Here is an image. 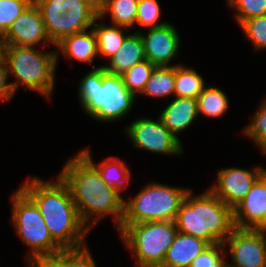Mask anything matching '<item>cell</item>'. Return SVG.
I'll return each mask as SVG.
<instances>
[{
  "label": "cell",
  "mask_w": 266,
  "mask_h": 267,
  "mask_svg": "<svg viewBox=\"0 0 266 267\" xmlns=\"http://www.w3.org/2000/svg\"><path fill=\"white\" fill-rule=\"evenodd\" d=\"M58 176L68 186L80 218L90 230L107 215H112L117 229L121 227L124 198L103 182L97 168L81 152L68 159ZM91 216L95 218L90 224Z\"/></svg>",
  "instance_id": "1"
},
{
  "label": "cell",
  "mask_w": 266,
  "mask_h": 267,
  "mask_svg": "<svg viewBox=\"0 0 266 267\" xmlns=\"http://www.w3.org/2000/svg\"><path fill=\"white\" fill-rule=\"evenodd\" d=\"M20 189L36 204L52 238L63 248L84 246L90 229L80 218L68 186L56 181L31 178Z\"/></svg>",
  "instance_id": "2"
},
{
  "label": "cell",
  "mask_w": 266,
  "mask_h": 267,
  "mask_svg": "<svg viewBox=\"0 0 266 267\" xmlns=\"http://www.w3.org/2000/svg\"><path fill=\"white\" fill-rule=\"evenodd\" d=\"M175 223L178 232L203 239L210 245L224 243L235 228L233 209L210 189L199 196H192V190H189Z\"/></svg>",
  "instance_id": "3"
},
{
  "label": "cell",
  "mask_w": 266,
  "mask_h": 267,
  "mask_svg": "<svg viewBox=\"0 0 266 267\" xmlns=\"http://www.w3.org/2000/svg\"><path fill=\"white\" fill-rule=\"evenodd\" d=\"M78 90L86 114L102 122L117 121L126 116L136 99L121 76L108 73L103 66L93 68L82 77Z\"/></svg>",
  "instance_id": "4"
},
{
  "label": "cell",
  "mask_w": 266,
  "mask_h": 267,
  "mask_svg": "<svg viewBox=\"0 0 266 267\" xmlns=\"http://www.w3.org/2000/svg\"><path fill=\"white\" fill-rule=\"evenodd\" d=\"M58 56L57 50L43 52L34 47L8 46L5 63L8 74L16 79L10 83L14 93L22 86L25 91H37L50 99Z\"/></svg>",
  "instance_id": "5"
},
{
  "label": "cell",
  "mask_w": 266,
  "mask_h": 267,
  "mask_svg": "<svg viewBox=\"0 0 266 267\" xmlns=\"http://www.w3.org/2000/svg\"><path fill=\"white\" fill-rule=\"evenodd\" d=\"M118 232L138 267H161L178 229L175 221H155L121 224Z\"/></svg>",
  "instance_id": "6"
},
{
  "label": "cell",
  "mask_w": 266,
  "mask_h": 267,
  "mask_svg": "<svg viewBox=\"0 0 266 267\" xmlns=\"http://www.w3.org/2000/svg\"><path fill=\"white\" fill-rule=\"evenodd\" d=\"M39 8L50 40L88 30L99 16V0H33Z\"/></svg>",
  "instance_id": "7"
},
{
  "label": "cell",
  "mask_w": 266,
  "mask_h": 267,
  "mask_svg": "<svg viewBox=\"0 0 266 267\" xmlns=\"http://www.w3.org/2000/svg\"><path fill=\"white\" fill-rule=\"evenodd\" d=\"M189 190L157 182L146 184L134 198L124 201L122 224L175 221Z\"/></svg>",
  "instance_id": "8"
},
{
  "label": "cell",
  "mask_w": 266,
  "mask_h": 267,
  "mask_svg": "<svg viewBox=\"0 0 266 267\" xmlns=\"http://www.w3.org/2000/svg\"><path fill=\"white\" fill-rule=\"evenodd\" d=\"M11 201L15 231L32 250L27 263L38 258H55L63 248L52 238L36 204L20 188Z\"/></svg>",
  "instance_id": "9"
},
{
  "label": "cell",
  "mask_w": 266,
  "mask_h": 267,
  "mask_svg": "<svg viewBox=\"0 0 266 267\" xmlns=\"http://www.w3.org/2000/svg\"><path fill=\"white\" fill-rule=\"evenodd\" d=\"M124 132L136 148L164 155L183 153L181 140L163 125L159 118L154 121L147 117L134 120Z\"/></svg>",
  "instance_id": "10"
},
{
  "label": "cell",
  "mask_w": 266,
  "mask_h": 267,
  "mask_svg": "<svg viewBox=\"0 0 266 267\" xmlns=\"http://www.w3.org/2000/svg\"><path fill=\"white\" fill-rule=\"evenodd\" d=\"M233 267H266V229L234 228L224 241Z\"/></svg>",
  "instance_id": "11"
},
{
  "label": "cell",
  "mask_w": 266,
  "mask_h": 267,
  "mask_svg": "<svg viewBox=\"0 0 266 267\" xmlns=\"http://www.w3.org/2000/svg\"><path fill=\"white\" fill-rule=\"evenodd\" d=\"M265 169L255 167L247 170L236 167L223 168L218 171L217 181L210 190L232 209L243 200L251 186Z\"/></svg>",
  "instance_id": "12"
},
{
  "label": "cell",
  "mask_w": 266,
  "mask_h": 267,
  "mask_svg": "<svg viewBox=\"0 0 266 267\" xmlns=\"http://www.w3.org/2000/svg\"><path fill=\"white\" fill-rule=\"evenodd\" d=\"M4 36L8 46L36 47L41 42L55 45L48 36L41 12L34 1L14 21Z\"/></svg>",
  "instance_id": "13"
},
{
  "label": "cell",
  "mask_w": 266,
  "mask_h": 267,
  "mask_svg": "<svg viewBox=\"0 0 266 267\" xmlns=\"http://www.w3.org/2000/svg\"><path fill=\"white\" fill-rule=\"evenodd\" d=\"M233 221L236 228L266 229V169L233 208Z\"/></svg>",
  "instance_id": "14"
},
{
  "label": "cell",
  "mask_w": 266,
  "mask_h": 267,
  "mask_svg": "<svg viewBox=\"0 0 266 267\" xmlns=\"http://www.w3.org/2000/svg\"><path fill=\"white\" fill-rule=\"evenodd\" d=\"M147 30L146 35L140 32L146 59L155 66H170L169 62L177 56L180 47L177 29L168 22Z\"/></svg>",
  "instance_id": "15"
},
{
  "label": "cell",
  "mask_w": 266,
  "mask_h": 267,
  "mask_svg": "<svg viewBox=\"0 0 266 267\" xmlns=\"http://www.w3.org/2000/svg\"><path fill=\"white\" fill-rule=\"evenodd\" d=\"M209 246L203 239L178 232L161 267H190L193 260Z\"/></svg>",
  "instance_id": "16"
},
{
  "label": "cell",
  "mask_w": 266,
  "mask_h": 267,
  "mask_svg": "<svg viewBox=\"0 0 266 267\" xmlns=\"http://www.w3.org/2000/svg\"><path fill=\"white\" fill-rule=\"evenodd\" d=\"M197 99L176 97L159 115V119L176 137L177 133L187 129L196 120Z\"/></svg>",
  "instance_id": "17"
},
{
  "label": "cell",
  "mask_w": 266,
  "mask_h": 267,
  "mask_svg": "<svg viewBox=\"0 0 266 267\" xmlns=\"http://www.w3.org/2000/svg\"><path fill=\"white\" fill-rule=\"evenodd\" d=\"M145 59V49L140 37V30H138L126 37L121 48L108 60L109 64L103 65V67L108 73L122 75Z\"/></svg>",
  "instance_id": "18"
},
{
  "label": "cell",
  "mask_w": 266,
  "mask_h": 267,
  "mask_svg": "<svg viewBox=\"0 0 266 267\" xmlns=\"http://www.w3.org/2000/svg\"><path fill=\"white\" fill-rule=\"evenodd\" d=\"M55 46L59 49L57 54L61 51L67 59L74 58L91 65L95 56H98L97 39L92 28L89 33L86 30L66 36Z\"/></svg>",
  "instance_id": "19"
},
{
  "label": "cell",
  "mask_w": 266,
  "mask_h": 267,
  "mask_svg": "<svg viewBox=\"0 0 266 267\" xmlns=\"http://www.w3.org/2000/svg\"><path fill=\"white\" fill-rule=\"evenodd\" d=\"M80 152L97 168L103 182L120 193L127 189L131 178V172L121 159L115 156H109L103 162L95 165L88 148Z\"/></svg>",
  "instance_id": "20"
},
{
  "label": "cell",
  "mask_w": 266,
  "mask_h": 267,
  "mask_svg": "<svg viewBox=\"0 0 266 267\" xmlns=\"http://www.w3.org/2000/svg\"><path fill=\"white\" fill-rule=\"evenodd\" d=\"M138 0H99L100 20L111 14L113 25L131 28L136 25Z\"/></svg>",
  "instance_id": "21"
},
{
  "label": "cell",
  "mask_w": 266,
  "mask_h": 267,
  "mask_svg": "<svg viewBox=\"0 0 266 267\" xmlns=\"http://www.w3.org/2000/svg\"><path fill=\"white\" fill-rule=\"evenodd\" d=\"M100 17L98 16L93 24V31L96 35L97 45H98V55L107 58L108 60L114 56L117 50H119L129 35L123 34V31L128 28L113 25L107 26L106 24L96 23Z\"/></svg>",
  "instance_id": "22"
},
{
  "label": "cell",
  "mask_w": 266,
  "mask_h": 267,
  "mask_svg": "<svg viewBox=\"0 0 266 267\" xmlns=\"http://www.w3.org/2000/svg\"><path fill=\"white\" fill-rule=\"evenodd\" d=\"M175 66H156L147 81L142 95L159 98L174 94Z\"/></svg>",
  "instance_id": "23"
},
{
  "label": "cell",
  "mask_w": 266,
  "mask_h": 267,
  "mask_svg": "<svg viewBox=\"0 0 266 267\" xmlns=\"http://www.w3.org/2000/svg\"><path fill=\"white\" fill-rule=\"evenodd\" d=\"M204 80L196 70L187 68L183 65L176 64L175 66V84L174 96L195 98L203 91L205 87Z\"/></svg>",
  "instance_id": "24"
},
{
  "label": "cell",
  "mask_w": 266,
  "mask_h": 267,
  "mask_svg": "<svg viewBox=\"0 0 266 267\" xmlns=\"http://www.w3.org/2000/svg\"><path fill=\"white\" fill-rule=\"evenodd\" d=\"M198 113L217 118L226 113L229 102L226 94L217 87H204L197 97Z\"/></svg>",
  "instance_id": "25"
},
{
  "label": "cell",
  "mask_w": 266,
  "mask_h": 267,
  "mask_svg": "<svg viewBox=\"0 0 266 267\" xmlns=\"http://www.w3.org/2000/svg\"><path fill=\"white\" fill-rule=\"evenodd\" d=\"M155 67L156 66L148 59H145L120 76L123 79L125 86L136 96V93L142 94L144 91L147 81Z\"/></svg>",
  "instance_id": "26"
},
{
  "label": "cell",
  "mask_w": 266,
  "mask_h": 267,
  "mask_svg": "<svg viewBox=\"0 0 266 267\" xmlns=\"http://www.w3.org/2000/svg\"><path fill=\"white\" fill-rule=\"evenodd\" d=\"M243 132L266 154V100L261 103Z\"/></svg>",
  "instance_id": "27"
},
{
  "label": "cell",
  "mask_w": 266,
  "mask_h": 267,
  "mask_svg": "<svg viewBox=\"0 0 266 267\" xmlns=\"http://www.w3.org/2000/svg\"><path fill=\"white\" fill-rule=\"evenodd\" d=\"M160 15L161 8L158 0H138L136 25L154 28L168 23L160 21Z\"/></svg>",
  "instance_id": "28"
},
{
  "label": "cell",
  "mask_w": 266,
  "mask_h": 267,
  "mask_svg": "<svg viewBox=\"0 0 266 267\" xmlns=\"http://www.w3.org/2000/svg\"><path fill=\"white\" fill-rule=\"evenodd\" d=\"M55 258L64 267H96V262L86 245L63 249Z\"/></svg>",
  "instance_id": "29"
},
{
  "label": "cell",
  "mask_w": 266,
  "mask_h": 267,
  "mask_svg": "<svg viewBox=\"0 0 266 267\" xmlns=\"http://www.w3.org/2000/svg\"><path fill=\"white\" fill-rule=\"evenodd\" d=\"M227 5L236 9L239 25L248 19L266 15V0H226Z\"/></svg>",
  "instance_id": "30"
},
{
  "label": "cell",
  "mask_w": 266,
  "mask_h": 267,
  "mask_svg": "<svg viewBox=\"0 0 266 267\" xmlns=\"http://www.w3.org/2000/svg\"><path fill=\"white\" fill-rule=\"evenodd\" d=\"M33 0H0V33L5 34Z\"/></svg>",
  "instance_id": "31"
},
{
  "label": "cell",
  "mask_w": 266,
  "mask_h": 267,
  "mask_svg": "<svg viewBox=\"0 0 266 267\" xmlns=\"http://www.w3.org/2000/svg\"><path fill=\"white\" fill-rule=\"evenodd\" d=\"M240 27L256 51L266 49V15L243 21Z\"/></svg>",
  "instance_id": "32"
},
{
  "label": "cell",
  "mask_w": 266,
  "mask_h": 267,
  "mask_svg": "<svg viewBox=\"0 0 266 267\" xmlns=\"http://www.w3.org/2000/svg\"><path fill=\"white\" fill-rule=\"evenodd\" d=\"M225 247L227 246L223 243L210 245L193 260L190 267H222L226 262V260L224 261Z\"/></svg>",
  "instance_id": "33"
},
{
  "label": "cell",
  "mask_w": 266,
  "mask_h": 267,
  "mask_svg": "<svg viewBox=\"0 0 266 267\" xmlns=\"http://www.w3.org/2000/svg\"><path fill=\"white\" fill-rule=\"evenodd\" d=\"M9 77L8 71L6 68V63H0V100L1 101H10L15 95L11 84L7 82Z\"/></svg>",
  "instance_id": "34"
},
{
  "label": "cell",
  "mask_w": 266,
  "mask_h": 267,
  "mask_svg": "<svg viewBox=\"0 0 266 267\" xmlns=\"http://www.w3.org/2000/svg\"><path fill=\"white\" fill-rule=\"evenodd\" d=\"M30 267H64L56 258H38L28 262Z\"/></svg>",
  "instance_id": "35"
},
{
  "label": "cell",
  "mask_w": 266,
  "mask_h": 267,
  "mask_svg": "<svg viewBox=\"0 0 266 267\" xmlns=\"http://www.w3.org/2000/svg\"><path fill=\"white\" fill-rule=\"evenodd\" d=\"M8 43L3 33H0V63L5 62Z\"/></svg>",
  "instance_id": "36"
},
{
  "label": "cell",
  "mask_w": 266,
  "mask_h": 267,
  "mask_svg": "<svg viewBox=\"0 0 266 267\" xmlns=\"http://www.w3.org/2000/svg\"><path fill=\"white\" fill-rule=\"evenodd\" d=\"M227 263L228 262H225L222 267H233V266L230 265V263H228V264Z\"/></svg>",
  "instance_id": "37"
}]
</instances>
